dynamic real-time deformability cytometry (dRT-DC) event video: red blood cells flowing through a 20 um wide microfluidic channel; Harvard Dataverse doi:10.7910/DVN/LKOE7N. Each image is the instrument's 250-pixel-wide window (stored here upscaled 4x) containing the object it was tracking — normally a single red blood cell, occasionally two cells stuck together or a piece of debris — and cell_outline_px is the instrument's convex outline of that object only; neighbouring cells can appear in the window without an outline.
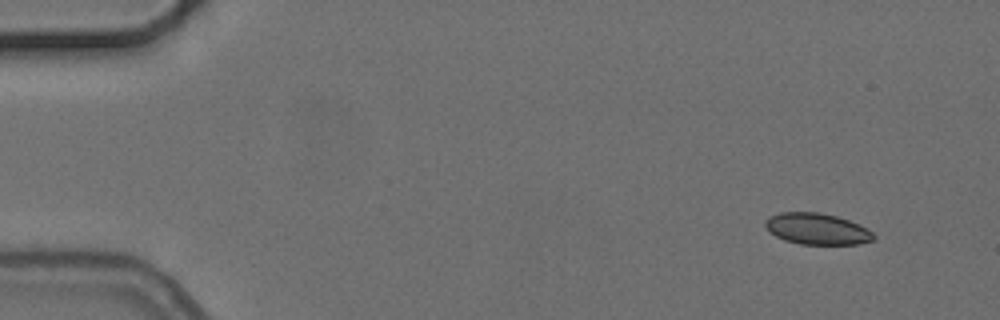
{"species": "common noctule bat (a hibernating species)", "species_latin": "Nyctalus noctula", "temperature_condition": "cold", "stored_images_in_passage": 5, "camera_frame_rate_fps": 3000, "um_per_image_px": 0.085, "animal": {"sex": "female", "body_mass_g": 24.6, "forearm_length_mm": 56.2}, "frame": {"image": 1, "passage_image": 1, "time_ms": 0.0, "image_size_px": [1000, 320], "cell_outline_px": [[876, 236], [872, 240], [860, 244], [800, 244], [784, 240], [768, 232], [764, 224], [764, 220], [768, 216], [780, 212], [820, 212], [836, 216], [860, 224], [872, 232]], "centroid_in_image_um": [69.41, 19.45], "position_along_channel_um": 15.6, "area_um2": 19.94}}
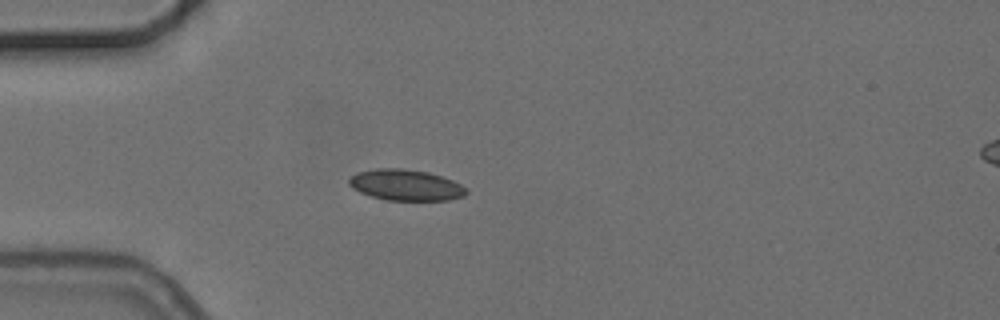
{"frame": {"image": 2, "passage_image": 4, "time_ms": 3.667, "image_size_px": [1000, 320], "cell_outline_px": [[468, 192], [464, 196], [448, 200], [384, 200], [360, 192], [352, 188], [348, 184], [348, 180], [356, 172], [376, 168], [400, 168], [428, 172], [452, 180], [468, 188]], "centroid_in_image_um": [34.48, 15.73], "position_along_channel_um": 50.5, "area_um2": 21.27}}